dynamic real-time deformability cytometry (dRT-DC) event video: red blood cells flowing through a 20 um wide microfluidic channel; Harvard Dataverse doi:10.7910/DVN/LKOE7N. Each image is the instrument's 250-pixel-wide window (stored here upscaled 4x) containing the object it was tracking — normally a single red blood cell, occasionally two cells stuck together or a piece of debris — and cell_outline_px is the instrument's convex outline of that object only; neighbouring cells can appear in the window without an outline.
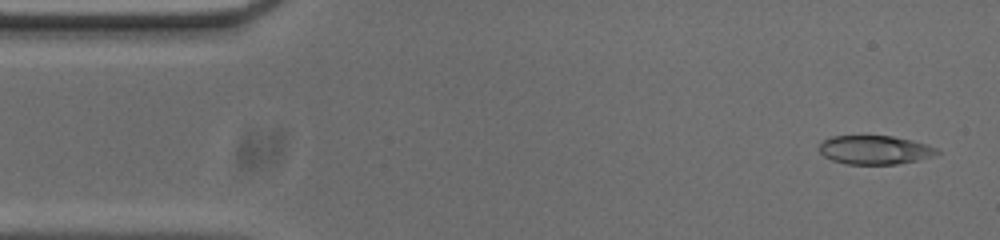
{"species": "common noctule bat (a hibernating species)", "species_latin": "Nyctalus noctula", "temperature_condition": "cold", "stored_images_in_passage": 53, "camera_frame_rate_fps": 3000, "um_per_image_px": 0.085, "animal": {"sex": "male", "body_mass_g": 20.0, "forearm_length_mm": 53.3}, "frame": {"image": 1, "passage_image": 2, "time_ms": 0.333, "image_size_px": [1000, 240], "cell_outline_px": [[940, 152], [932, 156], [916, 160], [896, 164], [848, 164], [832, 160], [824, 156], [820, 152], [820, 144], [824, 140], [832, 136], [892, 136], [912, 140], [928, 144], [936, 148]], "centroid_in_image_um": [74.36, 12.74], "position_along_channel_um": 10.6, "area_um2": 19.59}}
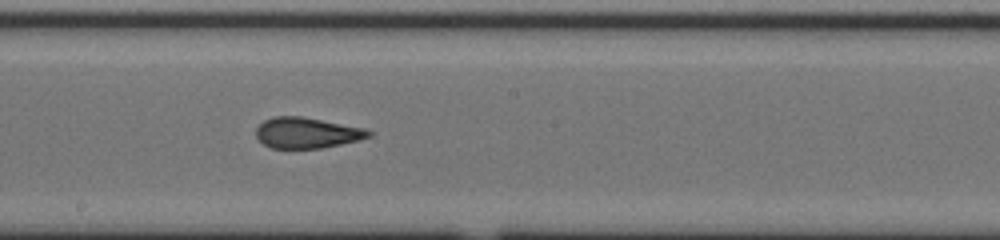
{"frame": {"image": 2, "passage_image": 27, "time_ms": 8.667, "image_size_px": [1000, 240], "cell_outline_px": [[372, 136], [340, 144], [320, 148], [272, 148], [264, 144], [256, 136], [256, 128], [264, 120], [272, 116], [304, 116], [364, 128], [372, 132]], "centroid_in_image_um": [26.06, 11.27], "position_along_channel_um": 222.1, "area_um2": 20.11}}
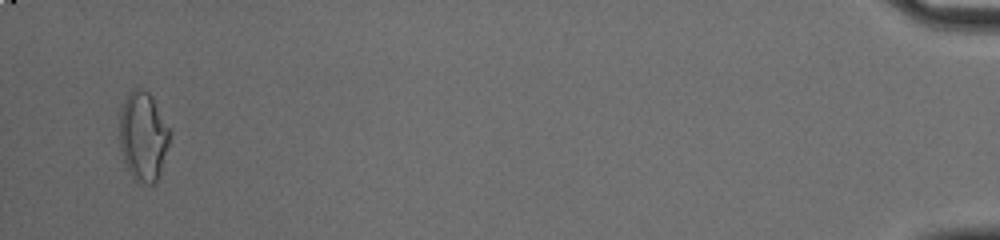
{"frame": {"image": 3, "passage_image": 51, "time_ms": 16.667, "image_size_px": [1000, 240], "cell_outline_px": [[172, 132], [160, 172], [156, 180], [152, 184], [144, 184], [136, 180], [128, 168], [124, 160], [120, 144], [120, 108], [128, 96], [136, 88], [148, 92], [152, 96]], "centroid_in_image_um": [12.19, 11.58], "position_along_channel_um": 423.0, "area_um2": 25.66}, "authors_computed_cell_mechanics": {"area_um2": 20.808, "velocity_mm_per_s": 3.7209, "shape_relaxation_time_tau1_ms": null, "shape_relaxation_time_tau2_ms": 1.8379, "deformation_change_tau1": null, "deformation_change_tau2": 0.0865}}